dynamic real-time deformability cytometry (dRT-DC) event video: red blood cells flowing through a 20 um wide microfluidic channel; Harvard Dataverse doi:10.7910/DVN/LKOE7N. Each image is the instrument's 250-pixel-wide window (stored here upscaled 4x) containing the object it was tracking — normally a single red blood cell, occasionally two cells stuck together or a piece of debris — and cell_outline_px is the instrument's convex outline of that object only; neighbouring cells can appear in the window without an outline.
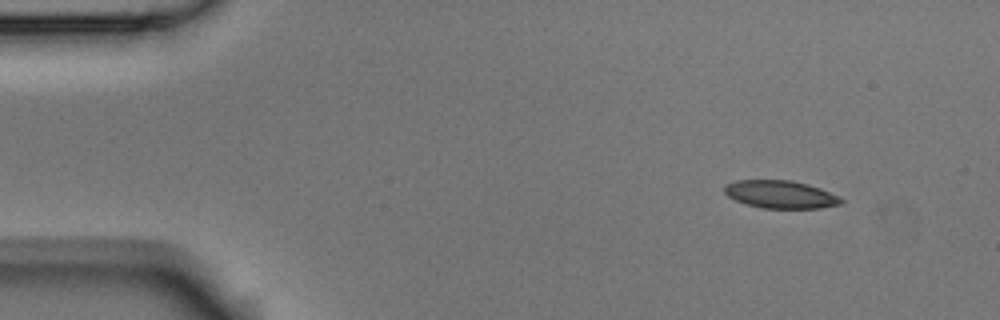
{"species": "Egyptian fruit bat (a non-hibernating species)", "species_latin": "Rousettus aegyptiacus", "temperature_condition": "room temperature", "stored_images_in_passage": 5, "segment_of_instrument_passage": [1, 2], "camera_frame_rate_fps": 3000, "um_per_image_px": 0.085, "animal": {"sex": "male"}, "frame": {"image": 1, "passage_image": 1, "time_ms": 0.0, "image_size_px": [1000, 320], "cell_outline_px": [[844, 200], [840, 204], [820, 208], [760, 208], [736, 200], [728, 196], [724, 192], [724, 184], [736, 180], [792, 180], [808, 184], [820, 188], [840, 196]], "centroid_in_image_um": [66.35, 16.51], "position_along_channel_um": 18.7, "area_um2": 18.96}}
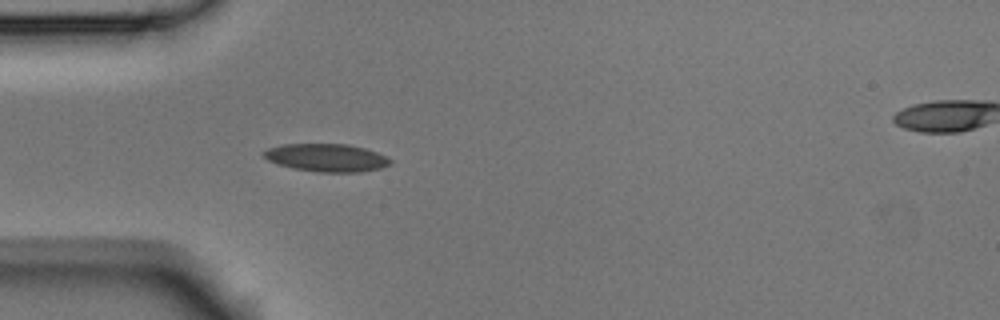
{"frame": {"image": 2, "passage_image": 4, "time_ms": 1.0, "image_size_px": [1000, 320], "cell_outline_px": [[392, 164], [380, 168], [360, 172], [320, 172], [296, 168], [280, 164], [268, 160], [260, 152], [268, 148], [284, 144], [348, 144], [364, 148], [376, 152], [392, 160]], "centroid_in_image_um": [27.77, 13.4], "position_along_channel_um": 57.2, "area_um2": 20.35}}